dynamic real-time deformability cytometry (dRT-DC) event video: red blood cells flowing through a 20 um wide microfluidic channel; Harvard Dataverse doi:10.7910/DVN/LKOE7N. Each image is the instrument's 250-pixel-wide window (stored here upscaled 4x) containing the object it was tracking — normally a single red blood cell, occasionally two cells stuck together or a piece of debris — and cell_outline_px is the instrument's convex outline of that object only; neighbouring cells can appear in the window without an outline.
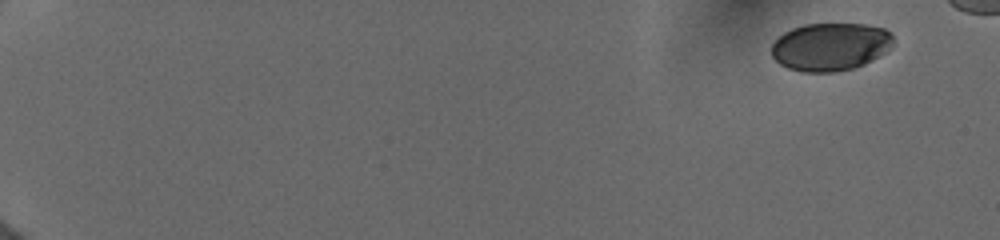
{"species": "human", "species_latin": "Homo sapiens", "temperature_condition": "cold", "stored_images_in_passage": 40, "camera_frame_rate_fps": 3000, "um_per_image_px": 0.085, "donor": {"sex": "female"}, "frame": {"image": 1, "passage_image": 1, "time_ms": 0.0, "image_size_px": [1000, 240], "cell_outline_px": [[892, 48], [872, 60], [864, 64], [852, 68], [836, 72], [804, 72], [788, 68], [780, 64], [772, 56], [772, 44], [784, 32], [792, 28], [804, 24], [864, 24], [884, 28], [892, 36]], "centroid_in_image_um": [70.58, 3.97], "position_along_channel_um": 14.4, "area_um2": 33.93}}
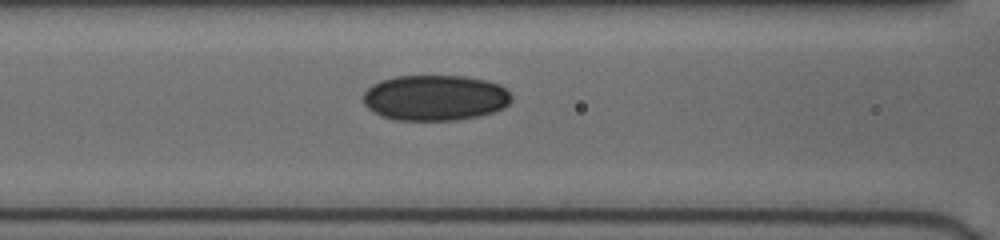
{"frame": {"image": 2, "passage_image": 23, "time_ms": 7.667, "image_size_px": [1000, 240], "cell_outline_px": [[512, 100], [504, 108], [492, 112], [476, 116], [456, 120], [396, 120], [380, 116], [368, 108], [364, 104], [364, 92], [372, 84], [380, 80], [396, 76], [464, 76], [484, 80], [500, 84], [512, 96]], "centroid_in_image_um": [36.97, 8.31], "position_along_channel_um": 129.6, "area_um2": 39.48}}
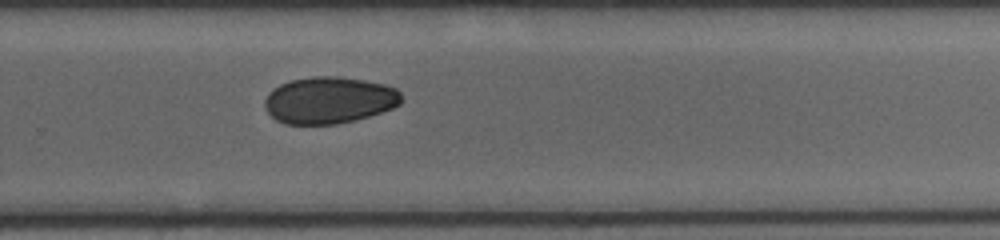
{"frame": {"image": 3, "passage_image": 40, "time_ms": 12.0, "image_size_px": [1000, 240], "cell_outline_px": [[404, 100], [400, 104], [392, 108], [368, 116], [336, 124], [284, 124], [276, 120], [268, 112], [264, 104], [264, 100], [268, 92], [280, 84], [292, 80], [316, 76], [336, 76], [364, 80], [384, 84], [396, 88], [400, 92]], "centroid_in_image_um": [27.98, 8.51], "position_along_channel_um": 301.8, "area_um2": 37.22}}